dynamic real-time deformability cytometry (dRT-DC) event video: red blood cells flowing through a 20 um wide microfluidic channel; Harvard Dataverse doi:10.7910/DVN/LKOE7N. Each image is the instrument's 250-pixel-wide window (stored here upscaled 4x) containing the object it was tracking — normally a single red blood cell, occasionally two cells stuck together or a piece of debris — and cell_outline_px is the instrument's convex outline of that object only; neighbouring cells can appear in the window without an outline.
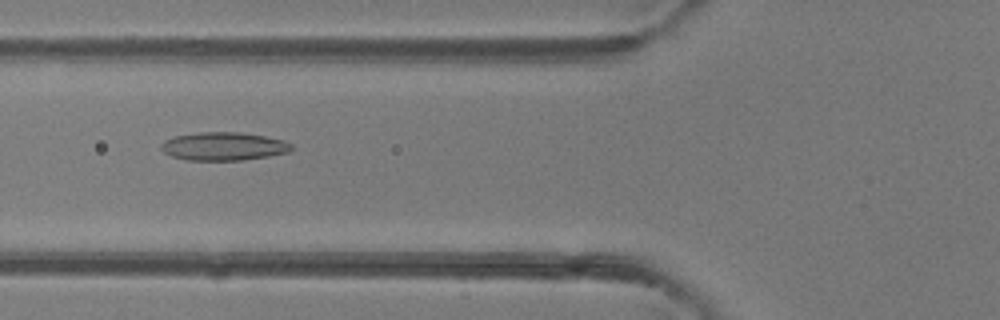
{"species": "common noctule bat (a hibernating species)", "species_latin": "Nyctalus noctula", "temperature_condition": "room temperature", "stored_images_in_passage": 43, "camera_frame_rate_fps": 3000, "um_per_image_px": 0.085, "animal": {"sex": "female"}, "frame": {"image": 1, "passage_image": 14, "time_ms": 4.333, "image_size_px": [1000, 320], "cell_outline_px": [[296, 148], [288, 152], [268, 156], [240, 160], [188, 160], [172, 156], [164, 152], [160, 148], [160, 144], [164, 140], [176, 136], [200, 132], [240, 132], [264, 136], [284, 140], [292, 144]], "centroid_in_image_um": [19.03, 12.43], "position_along_channel_um": 106.8, "area_um2": 21.44}}
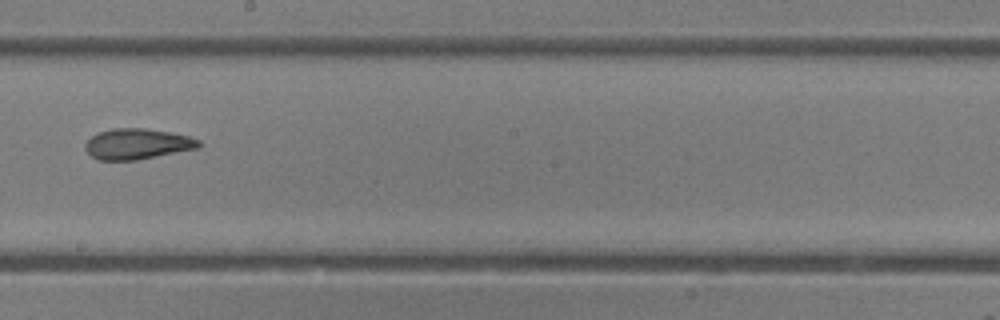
{"frame": {"image": 2, "passage_image": 23, "time_ms": 7.333, "image_size_px": [1000, 320], "cell_outline_px": [[200, 148], [136, 160], [96, 160], [84, 148], [84, 144], [96, 132], [112, 128], [144, 128], [168, 132], [188, 136], [200, 140]], "centroid_in_image_um": [11.64, 12.23], "position_along_channel_um": 236.6, "area_um2": 20.35}}
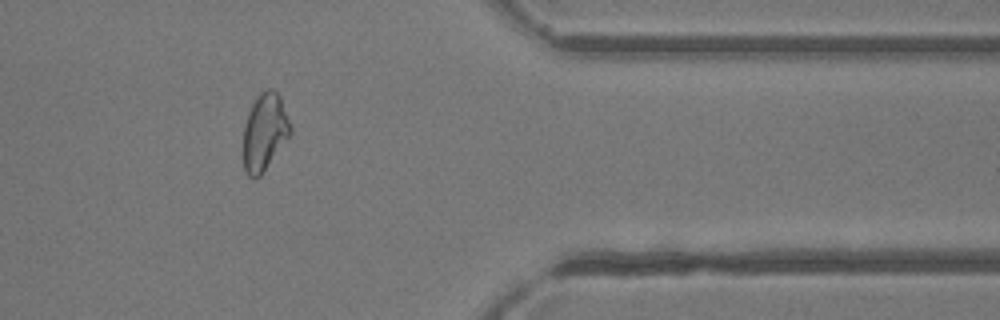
{"frame": {"image": 3, "passage_image": 35, "time_ms": 11.333, "image_size_px": [1000, 320], "cell_outline_px": [[292, 136], [260, 176], [256, 180], [248, 176], [244, 168], [244, 124], [248, 112], [256, 96], [260, 92], [268, 88], [272, 88], [280, 96], [292, 128]], "centroid_in_image_um": [22.52, 11.23], "position_along_channel_um": 388.9, "area_um2": 21.56}, "authors_computed_cell_mechanics": {"area_um2": 21.4438, "velocity_mm_per_s": 4.3122, "shape_relaxation_time_tau1_ms": 9.9469, "shape_relaxation_time_tau2_ms": 2.8391, "deformation_change_tau1": 0.2276, "deformation_change_tau2": 0.1113}}